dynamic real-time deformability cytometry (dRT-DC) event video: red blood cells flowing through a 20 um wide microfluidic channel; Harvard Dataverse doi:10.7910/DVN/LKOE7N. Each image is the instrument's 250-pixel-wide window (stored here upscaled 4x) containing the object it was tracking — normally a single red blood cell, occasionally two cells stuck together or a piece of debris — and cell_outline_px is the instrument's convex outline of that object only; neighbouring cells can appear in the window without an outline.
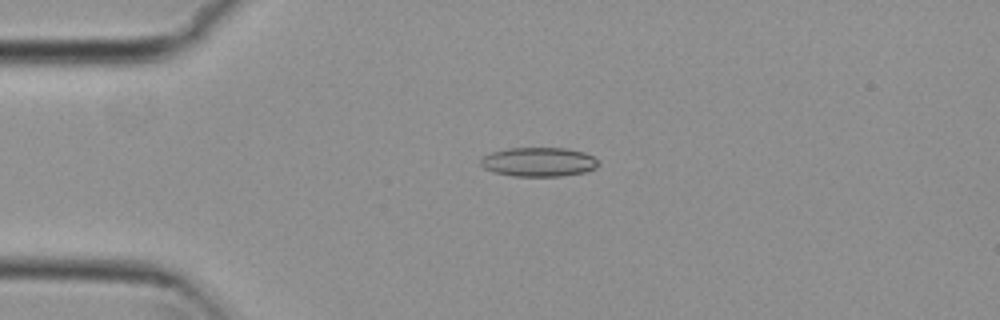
{"species": "common noctule bat (a hibernating species)", "species_latin": "Nyctalus noctula", "temperature_condition": "cold", "stored_images_in_passage": 43, "camera_frame_rate_fps": 3000, "um_per_image_px": 0.085, "animal": {"sex": "female", "body_mass_g": 29.2, "forearm_length_mm": 56.3}, "frame": {"image": 1, "passage_image": 1, "time_ms": 0.0, "image_size_px": [1000, 320], "cell_outline_px": [[600, 164], [596, 168], [584, 172], [560, 176], [512, 176], [496, 172], [484, 168], [480, 164], [480, 160], [484, 156], [492, 152], [508, 148], [564, 148], [584, 152], [592, 156]], "centroid_in_image_um": [45.79, 13.76], "position_along_channel_um": 39.2, "area_um2": 19.88}}
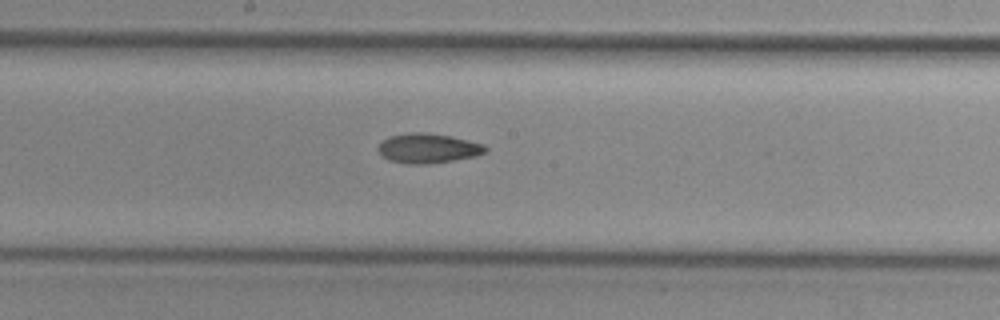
{"frame": {"image": 2, "passage_image": 17, "time_ms": 5.333, "image_size_px": [1000, 320], "cell_outline_px": [[488, 148], [484, 152], [476, 156], [428, 164], [408, 164], [388, 160], [376, 148], [388, 136], [408, 132], [428, 132], [452, 136], [484, 144]], "centroid_in_image_um": [36.37, 12.59], "position_along_channel_um": 211.8, "area_um2": 18.61}}
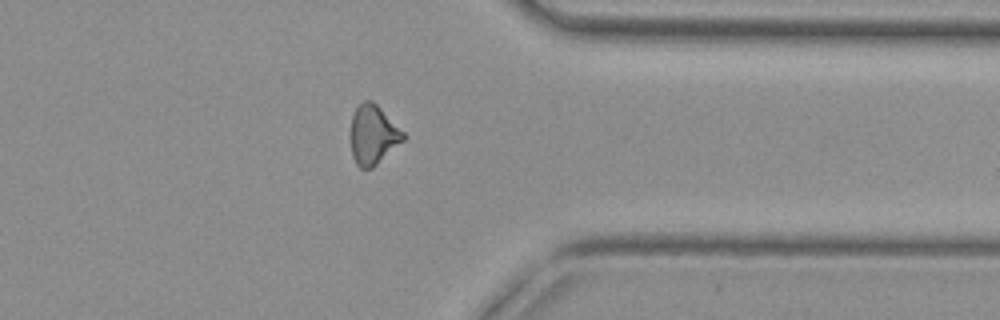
{"frame": {"image": 3, "passage_image": 31, "time_ms": 10.0, "image_size_px": [1000, 320], "cell_outline_px": [[404, 140], [372, 168], [360, 168], [356, 164], [352, 156], [352, 116], [356, 108], [364, 100], [372, 100], [404, 132]], "centroid_in_image_um": [31.71, 11.46], "position_along_channel_um": 379.7, "area_um2": 17.74}, "authors_computed_cell_mechanics": {"area_um2": 18.1492, "velocity_mm_per_s": 3.7858, "shape_relaxation_time_tau1_ms": null, "shape_relaxation_time_tau2_ms": 8.4317, "deformation_change_tau1": null, "deformation_change_tau2": 0.1725}}